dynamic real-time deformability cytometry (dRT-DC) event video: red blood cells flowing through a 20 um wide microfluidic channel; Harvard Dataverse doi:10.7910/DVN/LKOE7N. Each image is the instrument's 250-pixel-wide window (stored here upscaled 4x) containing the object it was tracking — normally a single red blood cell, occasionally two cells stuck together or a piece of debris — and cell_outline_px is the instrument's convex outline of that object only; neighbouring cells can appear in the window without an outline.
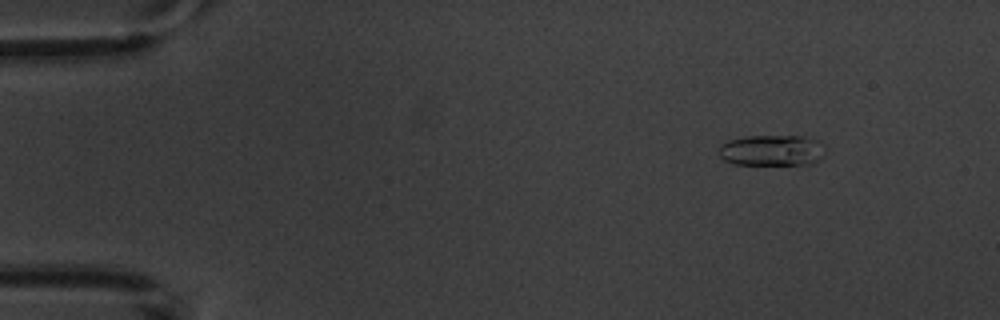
{"species": "common noctule bat (a hibernating species)", "species_latin": "Nyctalus noctula", "temperature_condition": "warm", "stored_images_in_passage": 5, "segment_of_instrument_passage": [1, 2], "camera_frame_rate_fps": 3000, "um_per_image_px": 0.085, "animal": {"sex": "male", "body_mass_g": 20.1, "forearm_length_mm": 53.5}, "frame": {"image": 1, "passage_image": 1, "time_ms": 0.0, "image_size_px": [1000, 320], "cell_outline_px": [[824, 156], [820, 160], [812, 164], [736, 164], [724, 160], [720, 156], [720, 144], [728, 140], [748, 136], [808, 136], [820, 140], [824, 144]], "centroid_in_image_um": [65.68, 12.77], "position_along_channel_um": 19.3, "area_um2": 19.42}}